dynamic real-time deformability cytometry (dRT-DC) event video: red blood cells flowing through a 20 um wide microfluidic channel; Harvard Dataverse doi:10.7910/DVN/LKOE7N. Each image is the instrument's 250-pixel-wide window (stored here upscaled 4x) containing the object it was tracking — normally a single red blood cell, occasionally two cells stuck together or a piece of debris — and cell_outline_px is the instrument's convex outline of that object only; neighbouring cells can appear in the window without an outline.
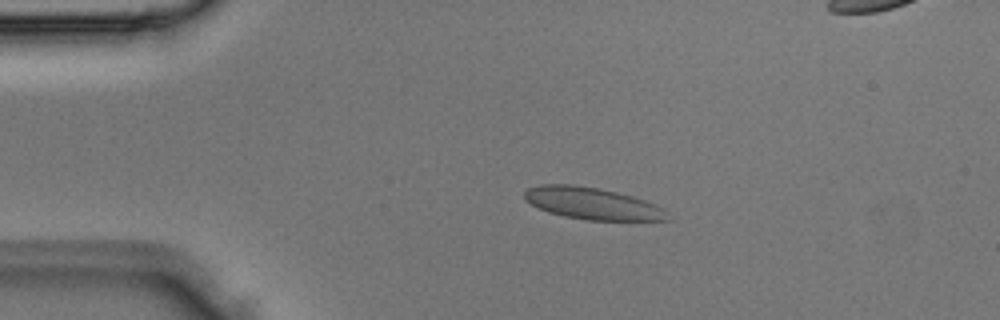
{"species": "Egyptian fruit bat (a non-hibernating species)", "species_latin": "Rousettus aegyptiacus", "temperature_condition": "room temperature", "stored_images_in_passage": 3, "camera_frame_rate_fps": 3000, "um_per_image_px": 0.085, "animal": {"sex": "male"}, "frame": {"image": 1, "passage_image": 1, "time_ms": 0.0, "image_size_px": [1000, 320], "cell_outline_px": [[672, 220], [588, 220], [564, 216], [548, 212], [524, 200], [524, 192], [528, 188], [540, 184], [572, 184], [600, 188], [632, 196], [656, 204], [664, 208]], "centroid_in_image_um": [50.35, 17.29], "position_along_channel_um": 34.6, "area_um2": 26.65}}